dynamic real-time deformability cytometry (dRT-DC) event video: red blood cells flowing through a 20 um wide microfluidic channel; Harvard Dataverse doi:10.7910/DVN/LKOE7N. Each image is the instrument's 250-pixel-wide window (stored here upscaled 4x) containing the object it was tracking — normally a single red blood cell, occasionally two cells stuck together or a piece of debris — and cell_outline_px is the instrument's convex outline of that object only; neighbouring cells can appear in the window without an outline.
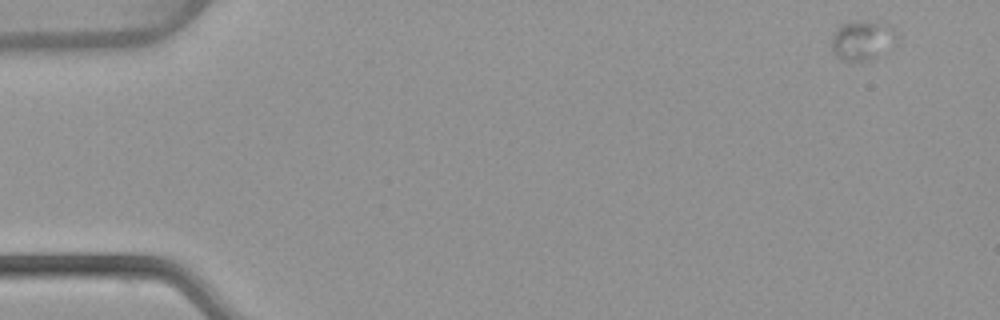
{"species": "common noctule bat (a hibernating species)", "species_latin": "Nyctalus noctula", "temperature_condition": "warm", "stored_images_in_passage": 33, "camera_frame_rate_fps": 3000, "um_per_image_px": 0.085, "animal": {"sex": "female", "body_mass_g": 22.7, "forearm_length_mm": 54.2}, "frame": {"image": 1, "passage_image": 1, "time_ms": 0.0, "image_size_px": [1000, 320], "cell_outline_px": [[884, 56], [860, 64], [840, 60], [832, 52], [832, 36], [836, 28], [840, 24], [880, 24], [884, 52]], "centroid_in_image_um": [72.92, 3.64], "position_along_channel_um": 12.1, "area_um2": 12.89}}
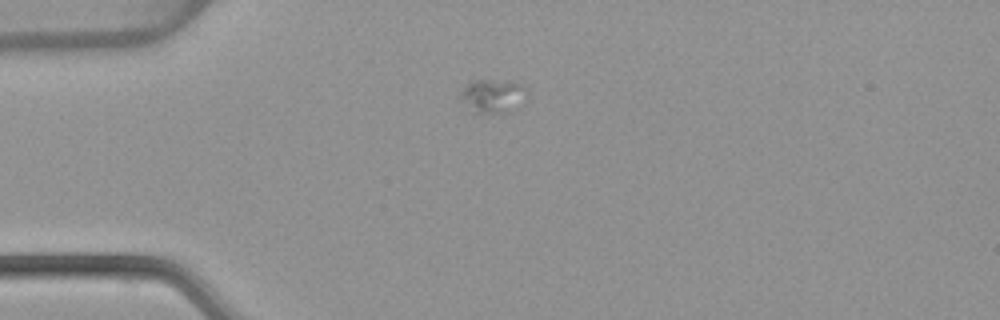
{"frame": {"image": 2, "passage_image": 12, "time_ms": 3.667, "image_size_px": [1000, 320], "cell_outline_px": [[524, 88], [512, 112], [472, 112], [456, 100], [460, 92], [472, 80], [484, 80], [520, 84]], "centroid_in_image_um": [41.66, 8.18], "position_along_channel_um": 43.3, "area_um2": 12.31}}